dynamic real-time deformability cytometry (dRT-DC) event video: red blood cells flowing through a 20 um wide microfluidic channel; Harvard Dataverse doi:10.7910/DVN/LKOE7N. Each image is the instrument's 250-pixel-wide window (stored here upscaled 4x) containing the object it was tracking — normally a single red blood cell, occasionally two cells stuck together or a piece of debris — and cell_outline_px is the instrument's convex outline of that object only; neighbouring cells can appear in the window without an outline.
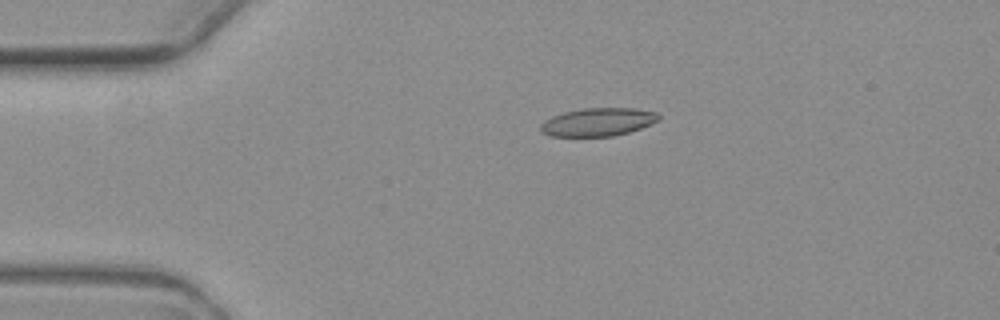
{"species": "common noctule bat (a hibernating species)", "species_latin": "Nyctalus noctula", "temperature_condition": "warm", "stored_images_in_passage": 7, "camera_frame_rate_fps": 3000, "um_per_image_px": 0.085, "animal": {"sex": "female", "body_mass_g": 19.3, "forearm_length_mm": 54.1}, "frame": {"image": 1, "passage_image": 3, "time_ms": 3.333, "image_size_px": [1000, 320], "cell_outline_px": [[660, 120], [640, 128], [628, 132], [612, 136], [548, 136], [540, 132], [540, 124], [544, 120], [552, 116], [564, 112], [584, 108], [636, 108], [656, 112], [660, 116]], "centroid_in_image_um": [50.8, 10.37], "position_along_channel_um": 34.2, "area_um2": 19.42}}
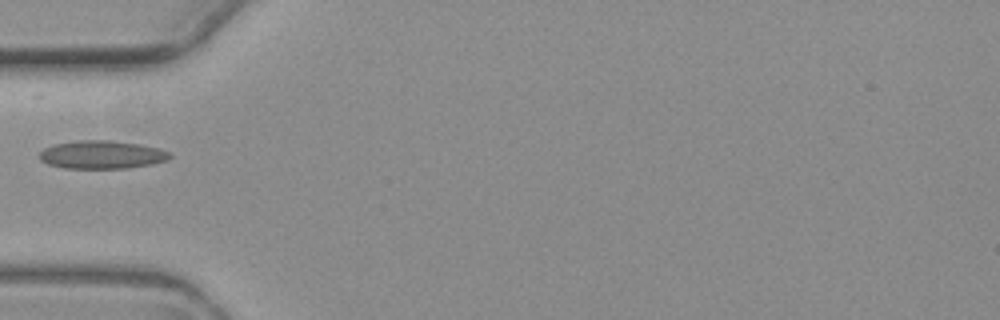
{"frame": {"image": 2, "passage_image": 5, "time_ms": 5.667, "image_size_px": [1000, 320], "cell_outline_px": [[172, 156], [168, 160], [152, 164], [128, 168], [64, 168], [48, 164], [40, 160], [40, 152], [44, 148], [52, 144], [80, 140], [108, 140], [140, 144], [160, 148], [168, 152]], "centroid_in_image_um": [8.66, 13.14], "position_along_channel_um": 76.3, "area_um2": 21.44}}
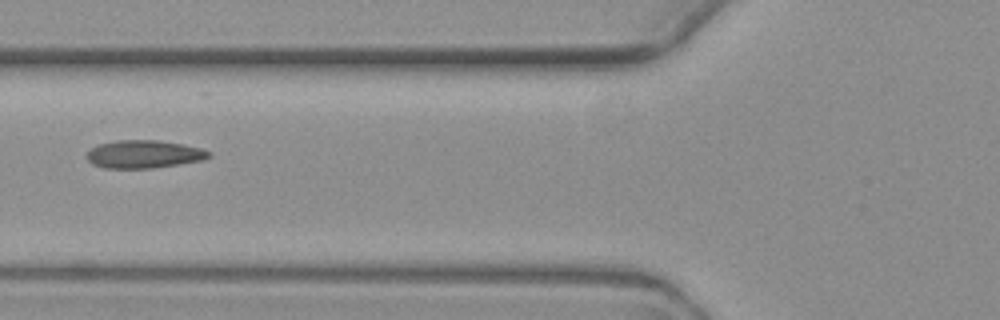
{"frame": {"image": 3, "passage_image": 6, "time_ms": 6.667, "image_size_px": [1000, 320], "cell_outline_px": [[212, 156], [204, 160], [152, 168], [104, 168], [92, 164], [88, 160], [88, 152], [92, 148], [100, 144], [116, 140], [160, 140], [200, 148], [212, 152]], "centroid_in_image_um": [12.26, 13.11], "position_along_channel_um": 113.5, "area_um2": 19.77}}